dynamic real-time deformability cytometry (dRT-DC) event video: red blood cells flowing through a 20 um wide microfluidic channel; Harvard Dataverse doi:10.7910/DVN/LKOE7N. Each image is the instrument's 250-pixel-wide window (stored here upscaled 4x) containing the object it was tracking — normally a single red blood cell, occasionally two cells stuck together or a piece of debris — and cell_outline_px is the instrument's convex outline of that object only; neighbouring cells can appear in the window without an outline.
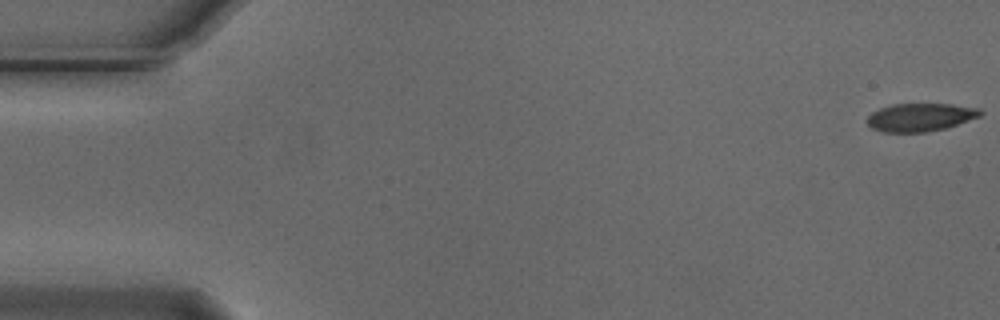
{"species": "Egyptian fruit bat (a non-hibernating species)", "species_latin": "Rousettus aegyptiacus", "temperature_condition": "cold", "stored_images_in_passage": 37, "camera_frame_rate_fps": 3000, "um_per_image_px": 0.085, "animal": {"sex": "male"}, "frame": {"image": 1, "passage_image": 1, "time_ms": 0.0, "image_size_px": [1000, 320], "cell_outline_px": [[984, 112], [980, 116], [944, 128], [924, 132], [884, 132], [872, 128], [868, 124], [868, 116], [872, 112], [880, 108], [892, 104], [952, 104], [980, 108]], "centroid_in_image_um": [78.23, 9.95], "position_along_channel_um": 6.8, "area_um2": 18.32}}
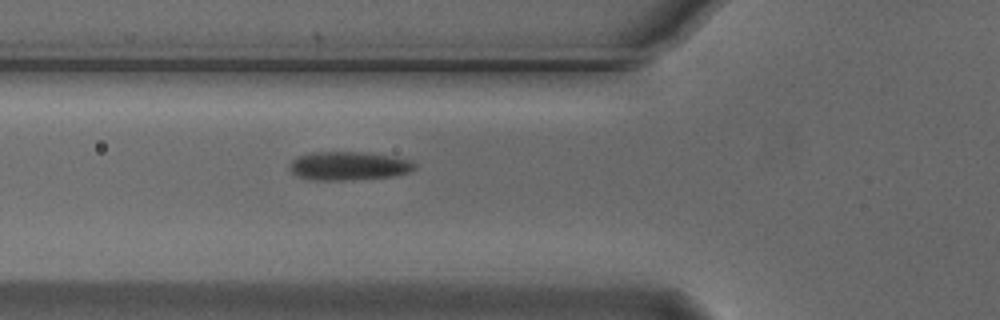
{"frame": {"image": 2, "passage_image": 20, "time_ms": 6.333, "image_size_px": [1000, 320], "cell_outline_px": [[416, 168], [408, 172], [392, 176], [344, 180], [312, 180], [296, 176], [288, 168], [292, 160], [296, 156], [312, 152], [360, 152], [388, 156], [412, 160], [416, 164]], "centroid_in_image_um": [29.58, 14.1], "position_along_channel_um": 96.2, "area_um2": 20.75}}
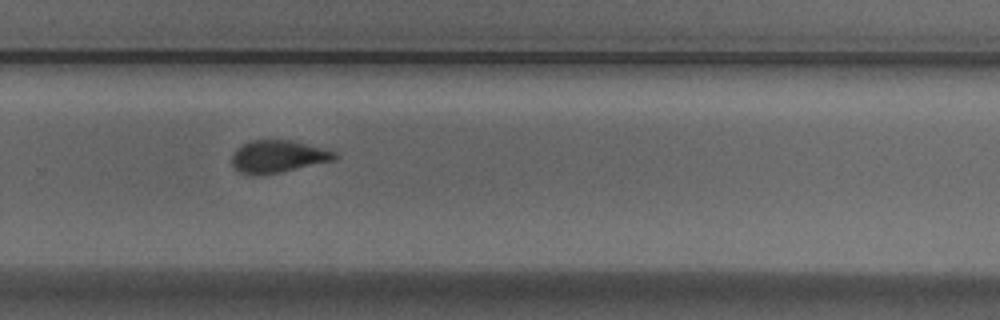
{"frame": {"image": 3, "passage_image": 37, "time_ms": 12.0, "image_size_px": [1000, 320], "cell_outline_px": [[340, 156], [336, 160], [280, 172], [260, 176], [248, 176], [240, 172], [232, 164], [232, 156], [236, 148], [248, 140], [288, 140], [336, 152]], "centroid_in_image_um": [23.59, 13.32], "position_along_channel_um": 306.2, "area_um2": 19.48}}